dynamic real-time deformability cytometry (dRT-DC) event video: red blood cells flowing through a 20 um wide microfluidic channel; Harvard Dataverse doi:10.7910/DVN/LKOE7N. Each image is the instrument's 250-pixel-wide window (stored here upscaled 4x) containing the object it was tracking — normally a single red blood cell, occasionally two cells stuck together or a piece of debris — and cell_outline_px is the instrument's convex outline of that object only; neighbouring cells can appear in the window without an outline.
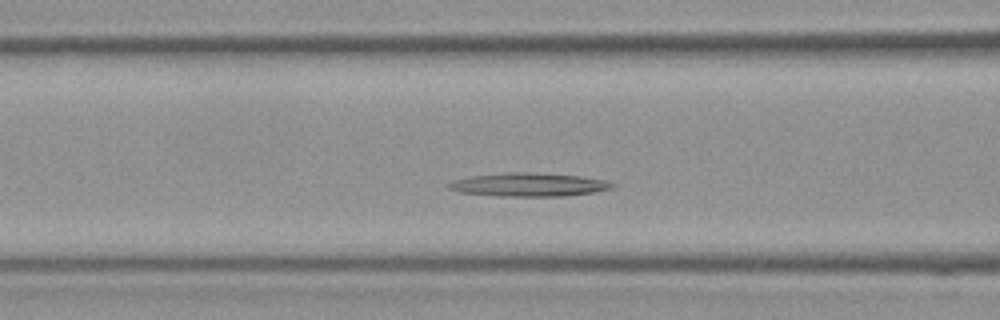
{"species": "Egyptian fruit bat (a non-hibernating species)", "species_latin": "Rousettus aegyptiacus", "temperature_condition": "room temperature", "stored_images_in_passage": 10, "camera_frame_rate_fps": 3000, "um_per_image_px": 0.085, "frame": {"image": 1, "passage_image": 9, "time_ms": 2.667, "image_size_px": [1000, 320], "cell_outline_px": [[616, 184], [612, 188], [592, 192], [564, 196], [500, 196], [460, 192], [448, 188], [448, 184], [452, 180], [468, 176], [508, 172], [536, 172], [580, 176], [608, 180]], "centroid_in_image_um": [44.95, 15.68], "position_along_channel_um": 121.7, "area_um2": 22.48}}